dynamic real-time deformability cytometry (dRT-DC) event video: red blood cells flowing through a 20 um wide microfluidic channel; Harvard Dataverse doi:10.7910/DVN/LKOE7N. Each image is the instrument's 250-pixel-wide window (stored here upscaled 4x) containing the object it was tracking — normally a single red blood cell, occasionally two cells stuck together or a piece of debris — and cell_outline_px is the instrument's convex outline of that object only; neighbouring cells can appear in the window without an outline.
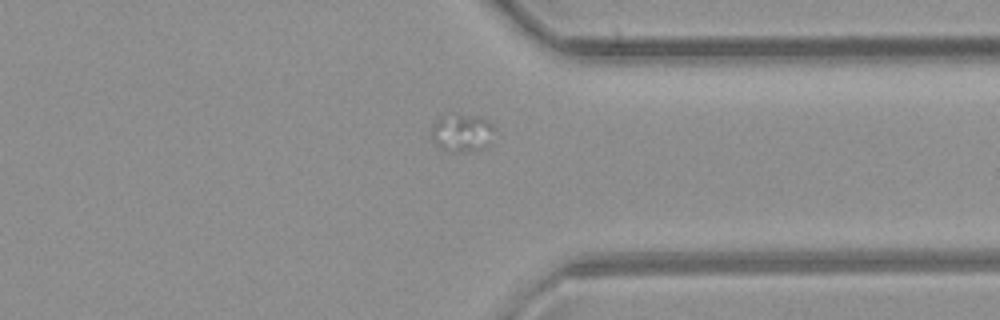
{"species": "common noctule bat (a hibernating species)", "species_latin": "Nyctalus noctula", "temperature_condition": "room temperature", "stored_images_in_passage": 38, "camera_frame_rate_fps": 3000, "um_per_image_px": 0.085, "animal": {"sex": "female", "body_mass_g": 21.9}, "frame": {"image": 1, "passage_image": 28, "time_ms": 9.0, "image_size_px": [1000, 320], "cell_outline_px": [[496, 128], [488, 144], [484, 148], [472, 152], [452, 152], [436, 144], [432, 140], [432, 124], [440, 116], [484, 116]], "centroid_in_image_um": [39.31, 11.3], "position_along_channel_um": 372.1, "area_um2": 13.87}}